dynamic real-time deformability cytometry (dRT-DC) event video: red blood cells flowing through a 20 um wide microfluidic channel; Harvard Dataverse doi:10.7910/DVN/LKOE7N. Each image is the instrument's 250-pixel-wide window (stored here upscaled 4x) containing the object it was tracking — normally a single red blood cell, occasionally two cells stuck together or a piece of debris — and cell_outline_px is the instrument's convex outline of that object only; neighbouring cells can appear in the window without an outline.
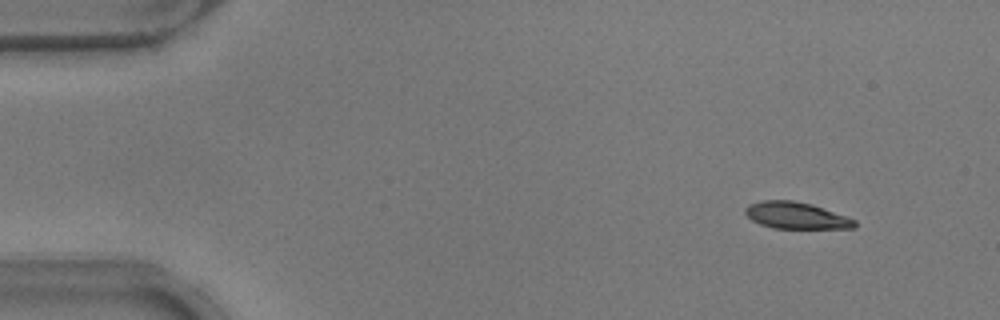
{"species": "common noctule bat (a hibernating species)", "species_latin": "Nyctalus noctula", "temperature_condition": "warm", "stored_images_in_passage": 49, "camera_frame_rate_fps": 3000, "um_per_image_px": 0.085, "animal": {"sex": "male", "body_mass_g": 17.9}, "frame": {"image": 1, "passage_image": 1, "time_ms": 0.0, "image_size_px": [1000, 320], "cell_outline_px": [[856, 228], [772, 228], [760, 224], [752, 220], [744, 212], [744, 208], [748, 204], [760, 200], [792, 200], [812, 204], [856, 220]], "centroid_in_image_um": [67.63, 18.31], "position_along_channel_um": 17.4, "area_um2": 16.99}}
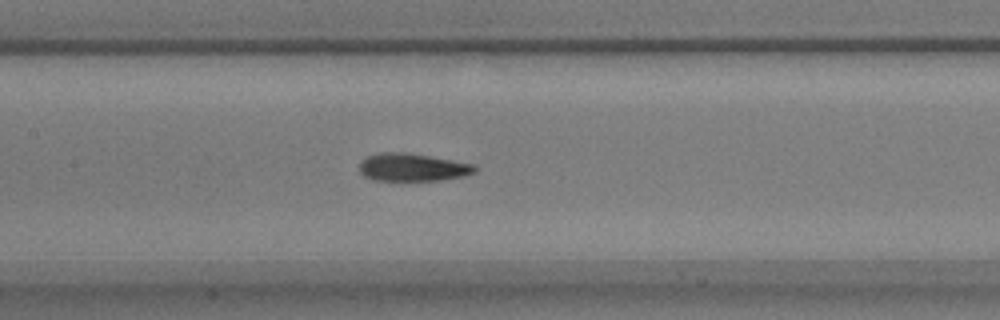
{"frame": {"image": 2, "passage_image": 21, "time_ms": 6.667, "image_size_px": [1000, 320], "cell_outline_px": [[476, 172], [464, 176], [440, 180], [372, 180], [364, 176], [360, 172], [360, 164], [368, 156], [388, 152], [404, 152], [476, 164]], "centroid_in_image_um": [35.1, 14.23], "position_along_channel_um": 172.3, "area_um2": 18.44}}
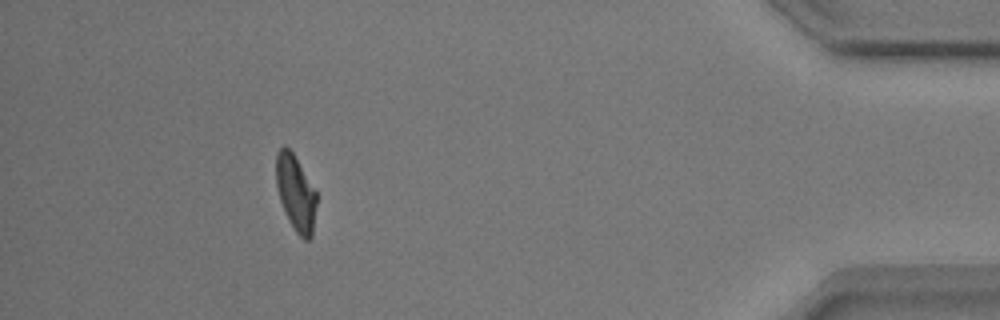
{"frame": {"image": 3, "passage_image": 44, "time_ms": 14.333, "image_size_px": [1000, 320], "cell_outline_px": [[316, 204], [312, 236], [308, 240], [304, 240], [296, 232], [288, 220], [284, 212], [280, 200], [276, 184], [276, 152], [284, 144], [292, 152], [316, 192]], "centroid_in_image_um": [25.11, 16.41], "position_along_channel_um": 410.1, "area_um2": 17.69}, "authors_computed_cell_mechanics": {"area_um2": 18.4382, "velocity_mm_per_s": 3.8209, "shape_relaxation_time_tau1_ms": 3.3099, "shape_relaxation_time_tau2_ms": 1.4348, "deformation_change_tau1": 0.1633, "deformation_change_tau2": 0.0817}}